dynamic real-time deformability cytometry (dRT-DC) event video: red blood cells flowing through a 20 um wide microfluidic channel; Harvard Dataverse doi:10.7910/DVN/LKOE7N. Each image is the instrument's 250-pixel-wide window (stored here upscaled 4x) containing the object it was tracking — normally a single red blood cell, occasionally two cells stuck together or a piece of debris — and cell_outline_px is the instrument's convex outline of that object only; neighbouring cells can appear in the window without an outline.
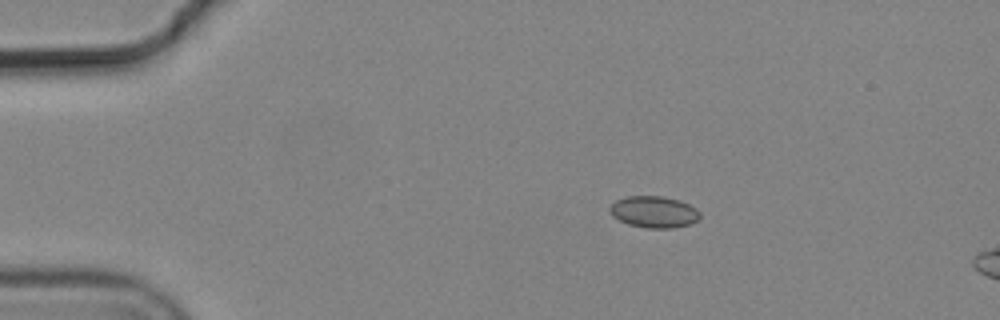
{"species": "common noctule bat (a hibernating species)", "species_latin": "Nyctalus noctula", "temperature_condition": "cold", "stored_images_in_passage": 4, "camera_frame_rate_fps": 3000, "um_per_image_px": 0.085, "animal": {"sex": "male", "body_mass_g": 19.2, "forearm_length_mm": 51.8}, "frame": {"image": 1, "passage_image": 2, "time_ms": 0.333, "image_size_px": [1000, 320], "cell_outline_px": [[700, 220], [692, 224], [672, 228], [648, 228], [628, 224], [612, 216], [608, 208], [616, 200], [624, 196], [664, 196], [680, 200], [696, 208], [700, 212]], "centroid_in_image_um": [55.61, 18.01], "position_along_channel_um": 29.4, "area_um2": 16.82}}